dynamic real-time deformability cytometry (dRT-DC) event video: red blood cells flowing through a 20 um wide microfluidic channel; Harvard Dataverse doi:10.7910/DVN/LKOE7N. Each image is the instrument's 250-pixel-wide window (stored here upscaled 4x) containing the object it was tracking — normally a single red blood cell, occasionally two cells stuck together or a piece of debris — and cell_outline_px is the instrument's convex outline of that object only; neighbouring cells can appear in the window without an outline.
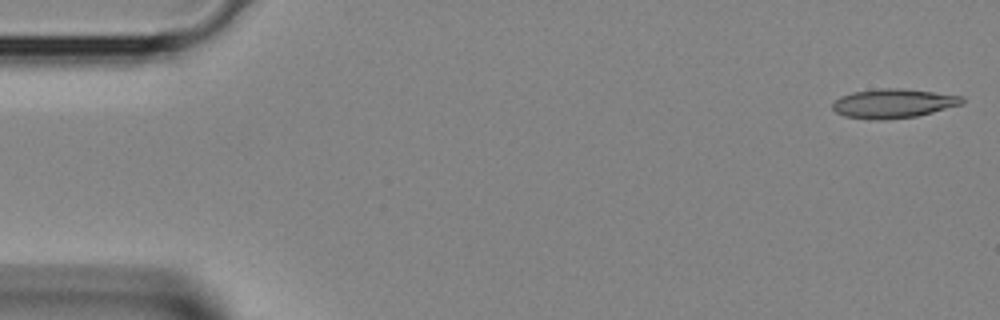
{"species": "Egyptian fruit bat (a non-hibernating species)", "species_latin": "Rousettus aegyptiacus", "temperature_condition": "room temperature", "stored_images_in_passage": 4, "camera_frame_rate_fps": 3000, "um_per_image_px": 0.085, "animal": {"sex": "female"}, "frame": {"image": 1, "passage_image": 1, "time_ms": 0.0, "image_size_px": [1000, 320], "cell_outline_px": [[964, 100], [960, 104], [932, 112], [916, 116], [884, 120], [880, 120], [844, 116], [836, 112], [832, 108], [832, 104], [840, 96], [852, 92], [880, 88], [904, 88], [964, 96]], "centroid_in_image_um": [75.91, 8.78], "position_along_channel_um": 9.1, "area_um2": 21.91}}
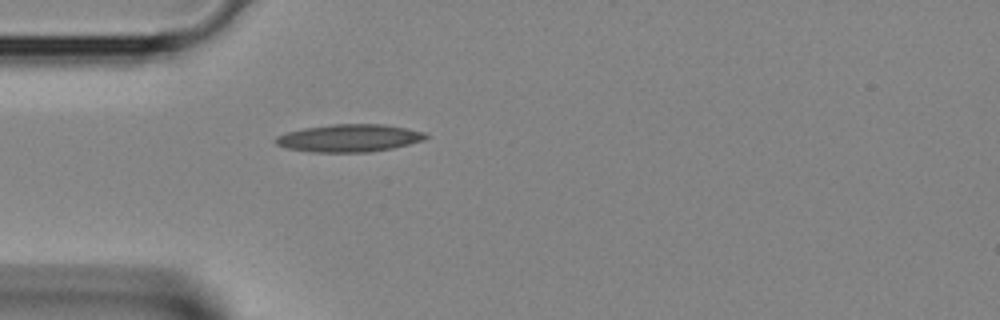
{"frame": {"image": 2, "passage_image": 4, "time_ms": 1.0, "image_size_px": [1000, 320], "cell_outline_px": [[428, 136], [424, 140], [392, 148], [368, 152], [312, 152], [288, 148], [276, 144], [276, 136], [288, 132], [304, 128], [332, 124], [384, 124], [408, 128], [424, 132]], "centroid_in_image_um": [29.71, 11.73], "position_along_channel_um": 55.3, "area_um2": 23.99}}